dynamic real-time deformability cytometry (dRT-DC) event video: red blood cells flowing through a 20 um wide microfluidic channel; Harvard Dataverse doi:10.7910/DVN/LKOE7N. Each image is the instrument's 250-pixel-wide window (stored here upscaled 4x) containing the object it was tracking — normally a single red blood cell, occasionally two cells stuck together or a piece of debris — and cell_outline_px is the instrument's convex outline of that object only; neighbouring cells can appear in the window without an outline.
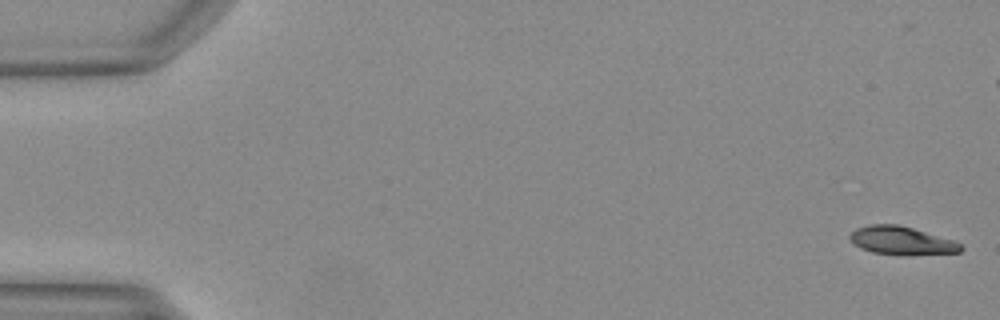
{"species": "Egyptian fruit bat (a non-hibernating species)", "species_latin": "Rousettus aegyptiacus", "temperature_condition": "warm", "stored_images_in_passage": 41, "camera_frame_rate_fps": 3000, "um_per_image_px": 0.085, "animal": {"sex": "female"}, "frame": {"image": 1, "passage_image": 1, "time_ms": 0.0, "image_size_px": [1000, 320], "cell_outline_px": [[964, 248], [960, 252], [908, 256], [900, 256], [872, 252], [860, 248], [848, 236], [856, 228], [868, 224], [900, 224], [952, 240], [960, 244]], "centroid_in_image_um": [76.63, 20.47], "position_along_channel_um": 8.4, "area_um2": 18.44}}
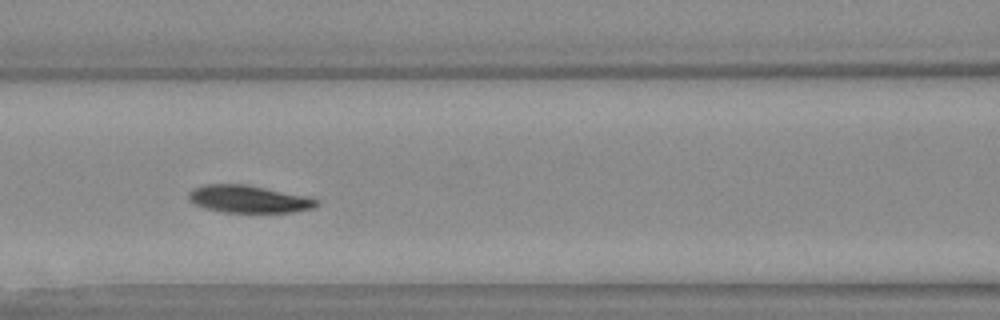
{"frame": {"image": 2, "passage_image": 22, "time_ms": 7.0, "image_size_px": [1000, 320], "cell_outline_px": [[320, 204], [316, 208], [292, 212], [220, 212], [204, 208], [188, 200], [188, 192], [192, 188], [204, 184], [244, 184], [304, 196], [320, 200]], "centroid_in_image_um": [21.11, 16.93], "position_along_channel_um": 145.5, "area_um2": 20.46}}
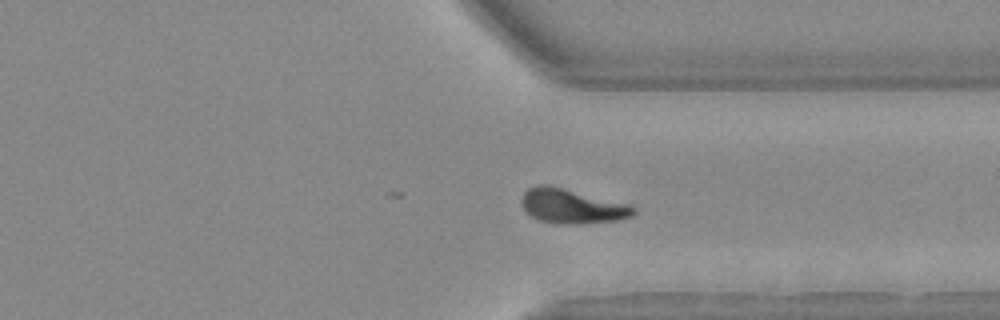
{"frame": {"image": 3, "passage_image": 38, "time_ms": 12.333, "image_size_px": [1000, 320], "cell_outline_px": [[636, 212], [632, 216], [616, 220], [580, 224], [568, 224], [540, 220], [532, 216], [520, 204], [520, 200], [524, 192], [528, 188], [536, 184], [548, 184], [624, 204], [636, 208]], "centroid_in_image_um": [48.55, 17.52], "position_along_channel_um": 362.9, "area_um2": 22.02}}